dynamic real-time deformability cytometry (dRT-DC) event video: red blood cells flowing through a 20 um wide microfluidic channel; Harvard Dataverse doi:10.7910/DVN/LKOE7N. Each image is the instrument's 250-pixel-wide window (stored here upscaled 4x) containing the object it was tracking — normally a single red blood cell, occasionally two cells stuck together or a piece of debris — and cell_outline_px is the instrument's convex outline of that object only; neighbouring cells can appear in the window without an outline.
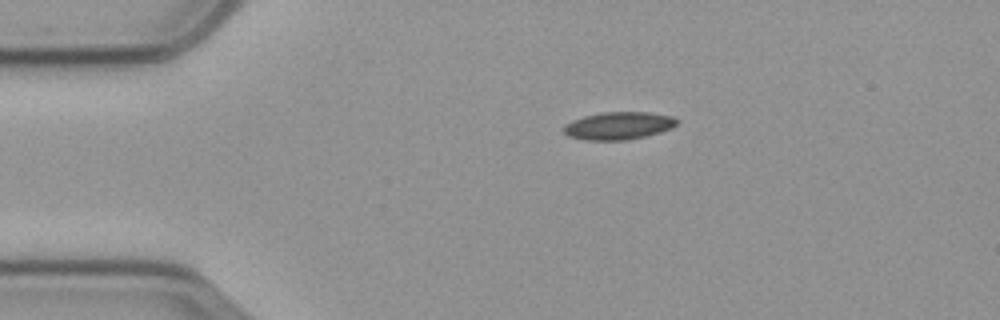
{"species": "common noctule bat (a hibernating species)", "species_latin": "Nyctalus noctula", "temperature_condition": "cold", "stored_images_in_passage": 47, "camera_frame_rate_fps": 3000, "um_per_image_px": 0.085, "animal": {"sex": "male", "body_mass_g": 23.1, "forearm_length_mm": 52.7}, "frame": {"image": 1, "passage_image": 1, "time_ms": 0.0, "image_size_px": [1000, 320], "cell_outline_px": [[680, 120], [672, 128], [660, 132], [628, 140], [584, 140], [568, 136], [564, 132], [564, 124], [572, 120], [584, 116], [604, 112], [648, 112], [672, 116]], "centroid_in_image_um": [52.58, 10.68], "position_along_channel_um": 32.4, "area_um2": 18.26}}
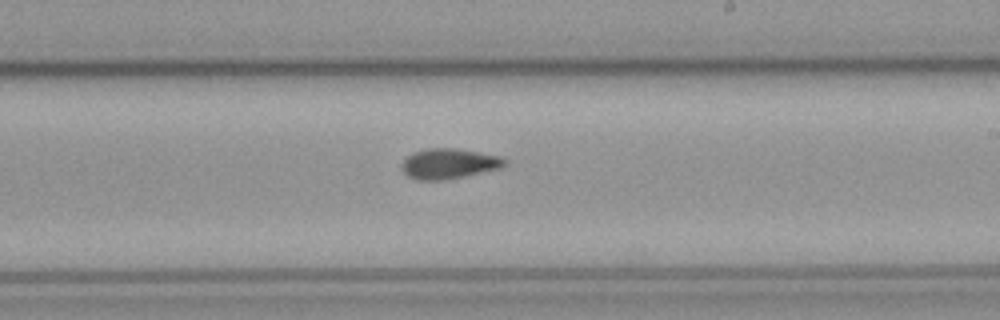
{"frame": {"image": 2, "passage_image": 23, "time_ms": 7.333, "image_size_px": [1000, 320], "cell_outline_px": [[508, 160], [500, 168], [464, 176], [444, 180], [416, 180], [408, 176], [404, 172], [404, 160], [412, 152], [428, 148], [456, 148], [500, 156]], "centroid_in_image_um": [38.17, 13.9], "position_along_channel_um": 250.8, "area_um2": 17.92}}
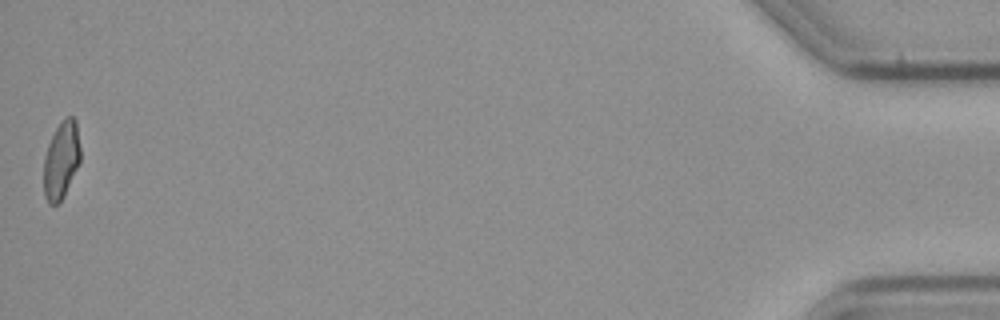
{"frame": {"image": 3, "passage_image": 47, "time_ms": 15.333, "image_size_px": [1000, 320], "cell_outline_px": [[80, 160], [64, 196], [60, 204], [48, 204], [44, 196], [44, 156], [48, 144], [56, 128], [68, 116], [72, 116], [76, 120], [80, 148]], "centroid_in_image_um": [5.2, 13.65], "position_along_channel_um": 430.0, "area_um2": 16.42}, "authors_computed_cell_mechanics": {"area_um2": 17.5712, "velocity_mm_per_s": 3.5484, "shape_relaxation_time_tau1_ms": null, "shape_relaxation_time_tau2_ms": 5.1621, "deformation_change_tau1": null, "deformation_change_tau2": 0.0944}}